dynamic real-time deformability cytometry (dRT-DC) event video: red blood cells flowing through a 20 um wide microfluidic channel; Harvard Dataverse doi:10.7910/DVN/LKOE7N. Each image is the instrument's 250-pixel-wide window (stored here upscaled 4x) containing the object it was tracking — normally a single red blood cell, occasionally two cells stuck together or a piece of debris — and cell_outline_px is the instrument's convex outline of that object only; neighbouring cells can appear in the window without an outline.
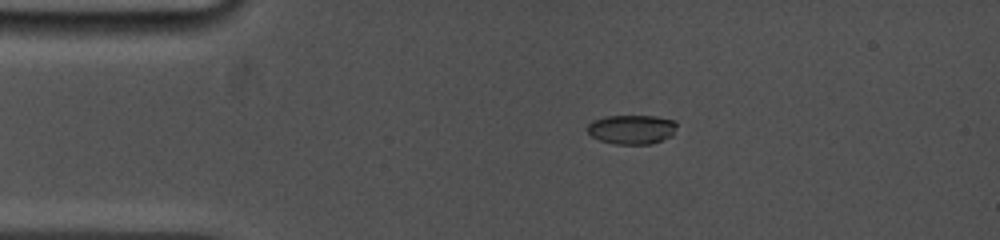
{"species": "common noctule bat (a hibernating species)", "species_latin": "Nyctalus noctula", "temperature_condition": "cold", "stored_images_in_passage": 10, "camera_frame_rate_fps": 5000, "um_per_image_px": 0.085, "animal": {"sex": "female", "body_mass_g": 19.0, "forearm_length_mm": 53.3}, "frame": {"image": 1, "passage_image": 3, "time_ms": 2.4, "image_size_px": [1000, 240], "cell_outline_px": [[676, 124], [672, 136], [652, 144], [616, 144], [600, 140], [592, 136], [588, 132], [588, 124], [592, 120], [608, 116], [656, 116], [672, 120]], "centroid_in_image_um": [53.69, 11.0], "position_along_channel_um": 31.3, "area_um2": 15.14}}
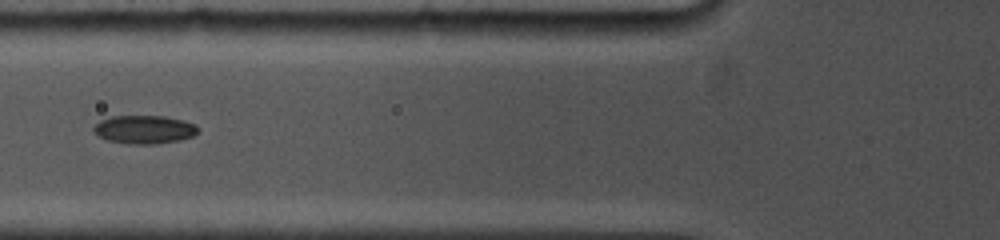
{"frame": {"image": 2, "passage_image": 6, "time_ms": 5.6, "image_size_px": [1000, 240], "cell_outline_px": [[200, 128], [192, 136], [180, 140], [156, 144], [128, 144], [108, 140], [96, 136], [92, 132], [92, 128], [100, 120], [112, 116], [164, 116], [184, 120], [196, 124]], "centroid_in_image_um": [12.24, 11.01], "position_along_channel_um": 113.6, "area_um2": 17.46}}
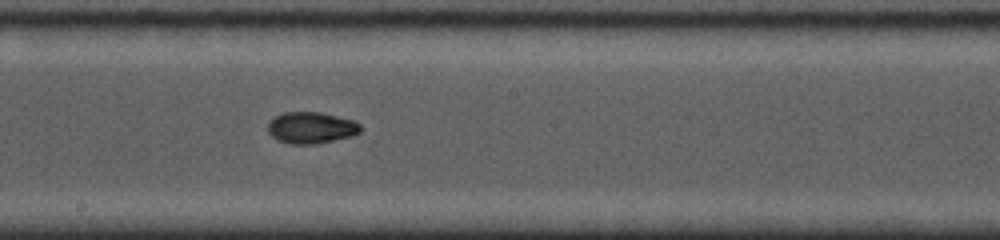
{"frame": {"image": 3, "passage_image": 10, "time_ms": 8.4, "image_size_px": [1000, 240], "cell_outline_px": [[360, 132], [352, 136], [316, 144], [288, 144], [276, 140], [268, 132], [268, 124], [276, 116], [284, 112], [320, 112], [356, 120], [360, 124]], "centroid_in_image_um": [26.46, 10.86], "position_along_channel_um": 221.7, "area_um2": 17.11}}